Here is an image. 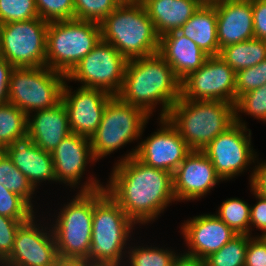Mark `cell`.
<instances>
[{"mask_svg": "<svg viewBox=\"0 0 266 266\" xmlns=\"http://www.w3.org/2000/svg\"><path fill=\"white\" fill-rule=\"evenodd\" d=\"M106 192L135 223L146 224L175 200L173 174L141 162L136 156L116 162Z\"/></svg>", "mask_w": 266, "mask_h": 266, "instance_id": "1", "label": "cell"}, {"mask_svg": "<svg viewBox=\"0 0 266 266\" xmlns=\"http://www.w3.org/2000/svg\"><path fill=\"white\" fill-rule=\"evenodd\" d=\"M117 96L150 117L160 103V118L167 117L172 105L181 97V80L156 53L127 61L123 85Z\"/></svg>", "mask_w": 266, "mask_h": 266, "instance_id": "2", "label": "cell"}, {"mask_svg": "<svg viewBox=\"0 0 266 266\" xmlns=\"http://www.w3.org/2000/svg\"><path fill=\"white\" fill-rule=\"evenodd\" d=\"M101 40L128 61L158 53L160 36L142 2H121L101 23Z\"/></svg>", "mask_w": 266, "mask_h": 266, "instance_id": "3", "label": "cell"}, {"mask_svg": "<svg viewBox=\"0 0 266 266\" xmlns=\"http://www.w3.org/2000/svg\"><path fill=\"white\" fill-rule=\"evenodd\" d=\"M133 225L136 224L105 188L93 191L92 236L87 264L122 266L124 249L131 248L126 242Z\"/></svg>", "mask_w": 266, "mask_h": 266, "instance_id": "4", "label": "cell"}, {"mask_svg": "<svg viewBox=\"0 0 266 266\" xmlns=\"http://www.w3.org/2000/svg\"><path fill=\"white\" fill-rule=\"evenodd\" d=\"M191 150L202 151L235 123L234 104L180 97L166 117Z\"/></svg>", "mask_w": 266, "mask_h": 266, "instance_id": "5", "label": "cell"}, {"mask_svg": "<svg viewBox=\"0 0 266 266\" xmlns=\"http://www.w3.org/2000/svg\"><path fill=\"white\" fill-rule=\"evenodd\" d=\"M101 188L105 187L96 178L89 177L75 198L58 212L52 231L59 258L87 263L92 236L93 191Z\"/></svg>", "mask_w": 266, "mask_h": 266, "instance_id": "6", "label": "cell"}, {"mask_svg": "<svg viewBox=\"0 0 266 266\" xmlns=\"http://www.w3.org/2000/svg\"><path fill=\"white\" fill-rule=\"evenodd\" d=\"M100 41L99 23L78 19L50 22L46 66L67 76Z\"/></svg>", "mask_w": 266, "mask_h": 266, "instance_id": "7", "label": "cell"}, {"mask_svg": "<svg viewBox=\"0 0 266 266\" xmlns=\"http://www.w3.org/2000/svg\"><path fill=\"white\" fill-rule=\"evenodd\" d=\"M66 75L47 66L14 67L10 74L8 103L30 115L62 102Z\"/></svg>", "mask_w": 266, "mask_h": 266, "instance_id": "8", "label": "cell"}, {"mask_svg": "<svg viewBox=\"0 0 266 266\" xmlns=\"http://www.w3.org/2000/svg\"><path fill=\"white\" fill-rule=\"evenodd\" d=\"M150 116L142 109L113 96L106 104L99 127L90 138L96 160L110 155L143 134Z\"/></svg>", "mask_w": 266, "mask_h": 266, "instance_id": "9", "label": "cell"}, {"mask_svg": "<svg viewBox=\"0 0 266 266\" xmlns=\"http://www.w3.org/2000/svg\"><path fill=\"white\" fill-rule=\"evenodd\" d=\"M127 61L110 43L101 40L66 77L81 82V87L117 96L123 85Z\"/></svg>", "mask_w": 266, "mask_h": 266, "instance_id": "10", "label": "cell"}, {"mask_svg": "<svg viewBox=\"0 0 266 266\" xmlns=\"http://www.w3.org/2000/svg\"><path fill=\"white\" fill-rule=\"evenodd\" d=\"M48 24L40 17L4 24L0 56L13 67L46 66Z\"/></svg>", "mask_w": 266, "mask_h": 266, "instance_id": "11", "label": "cell"}, {"mask_svg": "<svg viewBox=\"0 0 266 266\" xmlns=\"http://www.w3.org/2000/svg\"><path fill=\"white\" fill-rule=\"evenodd\" d=\"M242 121L239 114H235V123L202 150L222 181L240 175L256 161V153L251 145V131Z\"/></svg>", "mask_w": 266, "mask_h": 266, "instance_id": "12", "label": "cell"}, {"mask_svg": "<svg viewBox=\"0 0 266 266\" xmlns=\"http://www.w3.org/2000/svg\"><path fill=\"white\" fill-rule=\"evenodd\" d=\"M181 97L236 103V72L219 56H209L205 63L181 81Z\"/></svg>", "mask_w": 266, "mask_h": 266, "instance_id": "13", "label": "cell"}, {"mask_svg": "<svg viewBox=\"0 0 266 266\" xmlns=\"http://www.w3.org/2000/svg\"><path fill=\"white\" fill-rule=\"evenodd\" d=\"M161 127L147 139L139 143L124 158L136 156L141 162L172 174L192 151L180 136L175 126L166 118H159Z\"/></svg>", "mask_w": 266, "mask_h": 266, "instance_id": "14", "label": "cell"}, {"mask_svg": "<svg viewBox=\"0 0 266 266\" xmlns=\"http://www.w3.org/2000/svg\"><path fill=\"white\" fill-rule=\"evenodd\" d=\"M35 218L33 216L19 227L12 252L2 263L8 266H53L59 259L52 227H39Z\"/></svg>", "mask_w": 266, "mask_h": 266, "instance_id": "15", "label": "cell"}, {"mask_svg": "<svg viewBox=\"0 0 266 266\" xmlns=\"http://www.w3.org/2000/svg\"><path fill=\"white\" fill-rule=\"evenodd\" d=\"M64 84L62 103L64 104L69 120L71 133L91 138L100 125L107 102L113 97L109 93L95 88H72Z\"/></svg>", "mask_w": 266, "mask_h": 266, "instance_id": "16", "label": "cell"}, {"mask_svg": "<svg viewBox=\"0 0 266 266\" xmlns=\"http://www.w3.org/2000/svg\"><path fill=\"white\" fill-rule=\"evenodd\" d=\"M220 181L210 159L202 151L192 150L173 173L175 200L202 198Z\"/></svg>", "mask_w": 266, "mask_h": 266, "instance_id": "17", "label": "cell"}, {"mask_svg": "<svg viewBox=\"0 0 266 266\" xmlns=\"http://www.w3.org/2000/svg\"><path fill=\"white\" fill-rule=\"evenodd\" d=\"M188 250L184 254L204 260L234 238V232L216 214L198 215L181 226Z\"/></svg>", "mask_w": 266, "mask_h": 266, "instance_id": "18", "label": "cell"}, {"mask_svg": "<svg viewBox=\"0 0 266 266\" xmlns=\"http://www.w3.org/2000/svg\"><path fill=\"white\" fill-rule=\"evenodd\" d=\"M220 50L254 37L251 0H214Z\"/></svg>", "mask_w": 266, "mask_h": 266, "instance_id": "19", "label": "cell"}, {"mask_svg": "<svg viewBox=\"0 0 266 266\" xmlns=\"http://www.w3.org/2000/svg\"><path fill=\"white\" fill-rule=\"evenodd\" d=\"M56 182L67 183L71 187L80 185V180L88 163L95 159L89 138L70 133L51 153Z\"/></svg>", "mask_w": 266, "mask_h": 266, "instance_id": "20", "label": "cell"}, {"mask_svg": "<svg viewBox=\"0 0 266 266\" xmlns=\"http://www.w3.org/2000/svg\"><path fill=\"white\" fill-rule=\"evenodd\" d=\"M4 151L34 188L42 181H56L52 154L35 145L28 133L13 140Z\"/></svg>", "mask_w": 266, "mask_h": 266, "instance_id": "21", "label": "cell"}, {"mask_svg": "<svg viewBox=\"0 0 266 266\" xmlns=\"http://www.w3.org/2000/svg\"><path fill=\"white\" fill-rule=\"evenodd\" d=\"M158 54L171 66L181 81L198 70L209 57L178 30L160 37Z\"/></svg>", "mask_w": 266, "mask_h": 266, "instance_id": "22", "label": "cell"}, {"mask_svg": "<svg viewBox=\"0 0 266 266\" xmlns=\"http://www.w3.org/2000/svg\"><path fill=\"white\" fill-rule=\"evenodd\" d=\"M35 112L34 116L28 115L27 133L35 145L52 153L71 133L67 110L61 102L53 108Z\"/></svg>", "mask_w": 266, "mask_h": 266, "instance_id": "23", "label": "cell"}, {"mask_svg": "<svg viewBox=\"0 0 266 266\" xmlns=\"http://www.w3.org/2000/svg\"><path fill=\"white\" fill-rule=\"evenodd\" d=\"M154 23L156 32L162 35L178 30L203 3L202 0H140Z\"/></svg>", "mask_w": 266, "mask_h": 266, "instance_id": "24", "label": "cell"}, {"mask_svg": "<svg viewBox=\"0 0 266 266\" xmlns=\"http://www.w3.org/2000/svg\"><path fill=\"white\" fill-rule=\"evenodd\" d=\"M178 31L209 56H218L217 14L214 1L203 2Z\"/></svg>", "mask_w": 266, "mask_h": 266, "instance_id": "25", "label": "cell"}, {"mask_svg": "<svg viewBox=\"0 0 266 266\" xmlns=\"http://www.w3.org/2000/svg\"><path fill=\"white\" fill-rule=\"evenodd\" d=\"M236 73L266 59V41L253 38L226 46L218 55Z\"/></svg>", "mask_w": 266, "mask_h": 266, "instance_id": "26", "label": "cell"}, {"mask_svg": "<svg viewBox=\"0 0 266 266\" xmlns=\"http://www.w3.org/2000/svg\"><path fill=\"white\" fill-rule=\"evenodd\" d=\"M28 115L11 103L0 104V150L27 134Z\"/></svg>", "mask_w": 266, "mask_h": 266, "instance_id": "27", "label": "cell"}, {"mask_svg": "<svg viewBox=\"0 0 266 266\" xmlns=\"http://www.w3.org/2000/svg\"><path fill=\"white\" fill-rule=\"evenodd\" d=\"M0 184L22 197L33 208L31 200L35 188L4 150H0Z\"/></svg>", "mask_w": 266, "mask_h": 266, "instance_id": "28", "label": "cell"}, {"mask_svg": "<svg viewBox=\"0 0 266 266\" xmlns=\"http://www.w3.org/2000/svg\"><path fill=\"white\" fill-rule=\"evenodd\" d=\"M251 235L237 234L218 251L204 259L206 266H244Z\"/></svg>", "mask_w": 266, "mask_h": 266, "instance_id": "29", "label": "cell"}, {"mask_svg": "<svg viewBox=\"0 0 266 266\" xmlns=\"http://www.w3.org/2000/svg\"><path fill=\"white\" fill-rule=\"evenodd\" d=\"M216 214L237 234L250 235V206L240 198L223 201Z\"/></svg>", "mask_w": 266, "mask_h": 266, "instance_id": "30", "label": "cell"}, {"mask_svg": "<svg viewBox=\"0 0 266 266\" xmlns=\"http://www.w3.org/2000/svg\"><path fill=\"white\" fill-rule=\"evenodd\" d=\"M137 247L134 246L128 251L125 249V252L129 254L127 255L129 261L126 260L129 263L128 266H171L178 255L167 248L164 250L158 247L152 248V246Z\"/></svg>", "mask_w": 266, "mask_h": 266, "instance_id": "31", "label": "cell"}, {"mask_svg": "<svg viewBox=\"0 0 266 266\" xmlns=\"http://www.w3.org/2000/svg\"><path fill=\"white\" fill-rule=\"evenodd\" d=\"M120 3L119 0H74L75 19L100 24Z\"/></svg>", "mask_w": 266, "mask_h": 266, "instance_id": "32", "label": "cell"}, {"mask_svg": "<svg viewBox=\"0 0 266 266\" xmlns=\"http://www.w3.org/2000/svg\"><path fill=\"white\" fill-rule=\"evenodd\" d=\"M38 17L35 0H0V21L3 24L27 21Z\"/></svg>", "mask_w": 266, "mask_h": 266, "instance_id": "33", "label": "cell"}, {"mask_svg": "<svg viewBox=\"0 0 266 266\" xmlns=\"http://www.w3.org/2000/svg\"><path fill=\"white\" fill-rule=\"evenodd\" d=\"M33 208L19 195L0 184V215L29 221L34 215Z\"/></svg>", "mask_w": 266, "mask_h": 266, "instance_id": "34", "label": "cell"}, {"mask_svg": "<svg viewBox=\"0 0 266 266\" xmlns=\"http://www.w3.org/2000/svg\"><path fill=\"white\" fill-rule=\"evenodd\" d=\"M235 114L239 112L251 115L255 119L266 121V84L241 95L235 103Z\"/></svg>", "mask_w": 266, "mask_h": 266, "instance_id": "35", "label": "cell"}, {"mask_svg": "<svg viewBox=\"0 0 266 266\" xmlns=\"http://www.w3.org/2000/svg\"><path fill=\"white\" fill-rule=\"evenodd\" d=\"M39 17L50 23L75 19L74 0H35Z\"/></svg>", "mask_w": 266, "mask_h": 266, "instance_id": "36", "label": "cell"}, {"mask_svg": "<svg viewBox=\"0 0 266 266\" xmlns=\"http://www.w3.org/2000/svg\"><path fill=\"white\" fill-rule=\"evenodd\" d=\"M266 84V59L236 73V100L243 94Z\"/></svg>", "mask_w": 266, "mask_h": 266, "instance_id": "37", "label": "cell"}, {"mask_svg": "<svg viewBox=\"0 0 266 266\" xmlns=\"http://www.w3.org/2000/svg\"><path fill=\"white\" fill-rule=\"evenodd\" d=\"M27 221H20L0 215V262L12 252L15 235L19 227Z\"/></svg>", "mask_w": 266, "mask_h": 266, "instance_id": "38", "label": "cell"}, {"mask_svg": "<svg viewBox=\"0 0 266 266\" xmlns=\"http://www.w3.org/2000/svg\"><path fill=\"white\" fill-rule=\"evenodd\" d=\"M244 266H266V237L249 239Z\"/></svg>", "mask_w": 266, "mask_h": 266, "instance_id": "39", "label": "cell"}, {"mask_svg": "<svg viewBox=\"0 0 266 266\" xmlns=\"http://www.w3.org/2000/svg\"><path fill=\"white\" fill-rule=\"evenodd\" d=\"M251 191L258 202L254 206H250V234H252L253 226L262 231L260 236L266 237V197L256 193L252 188Z\"/></svg>", "mask_w": 266, "mask_h": 266, "instance_id": "40", "label": "cell"}, {"mask_svg": "<svg viewBox=\"0 0 266 266\" xmlns=\"http://www.w3.org/2000/svg\"><path fill=\"white\" fill-rule=\"evenodd\" d=\"M254 37L266 41V0H251Z\"/></svg>", "mask_w": 266, "mask_h": 266, "instance_id": "41", "label": "cell"}, {"mask_svg": "<svg viewBox=\"0 0 266 266\" xmlns=\"http://www.w3.org/2000/svg\"><path fill=\"white\" fill-rule=\"evenodd\" d=\"M250 176V187L258 194L266 197V162L253 167Z\"/></svg>", "mask_w": 266, "mask_h": 266, "instance_id": "42", "label": "cell"}, {"mask_svg": "<svg viewBox=\"0 0 266 266\" xmlns=\"http://www.w3.org/2000/svg\"><path fill=\"white\" fill-rule=\"evenodd\" d=\"M14 67L0 56V104L8 103L10 74Z\"/></svg>", "mask_w": 266, "mask_h": 266, "instance_id": "43", "label": "cell"}, {"mask_svg": "<svg viewBox=\"0 0 266 266\" xmlns=\"http://www.w3.org/2000/svg\"><path fill=\"white\" fill-rule=\"evenodd\" d=\"M180 254L174 259L171 266H206L205 261L187 254Z\"/></svg>", "mask_w": 266, "mask_h": 266, "instance_id": "44", "label": "cell"}, {"mask_svg": "<svg viewBox=\"0 0 266 266\" xmlns=\"http://www.w3.org/2000/svg\"><path fill=\"white\" fill-rule=\"evenodd\" d=\"M83 260L61 259L59 258L53 266H86Z\"/></svg>", "mask_w": 266, "mask_h": 266, "instance_id": "45", "label": "cell"}, {"mask_svg": "<svg viewBox=\"0 0 266 266\" xmlns=\"http://www.w3.org/2000/svg\"><path fill=\"white\" fill-rule=\"evenodd\" d=\"M4 24L0 21V49L2 45V30H3Z\"/></svg>", "mask_w": 266, "mask_h": 266, "instance_id": "46", "label": "cell"}, {"mask_svg": "<svg viewBox=\"0 0 266 266\" xmlns=\"http://www.w3.org/2000/svg\"><path fill=\"white\" fill-rule=\"evenodd\" d=\"M86 266H118V265L87 264Z\"/></svg>", "mask_w": 266, "mask_h": 266, "instance_id": "47", "label": "cell"}, {"mask_svg": "<svg viewBox=\"0 0 266 266\" xmlns=\"http://www.w3.org/2000/svg\"><path fill=\"white\" fill-rule=\"evenodd\" d=\"M203 2H211V1H214V0H202Z\"/></svg>", "mask_w": 266, "mask_h": 266, "instance_id": "48", "label": "cell"}, {"mask_svg": "<svg viewBox=\"0 0 266 266\" xmlns=\"http://www.w3.org/2000/svg\"><path fill=\"white\" fill-rule=\"evenodd\" d=\"M0 266H8V265L0 262Z\"/></svg>", "mask_w": 266, "mask_h": 266, "instance_id": "49", "label": "cell"}]
</instances>
